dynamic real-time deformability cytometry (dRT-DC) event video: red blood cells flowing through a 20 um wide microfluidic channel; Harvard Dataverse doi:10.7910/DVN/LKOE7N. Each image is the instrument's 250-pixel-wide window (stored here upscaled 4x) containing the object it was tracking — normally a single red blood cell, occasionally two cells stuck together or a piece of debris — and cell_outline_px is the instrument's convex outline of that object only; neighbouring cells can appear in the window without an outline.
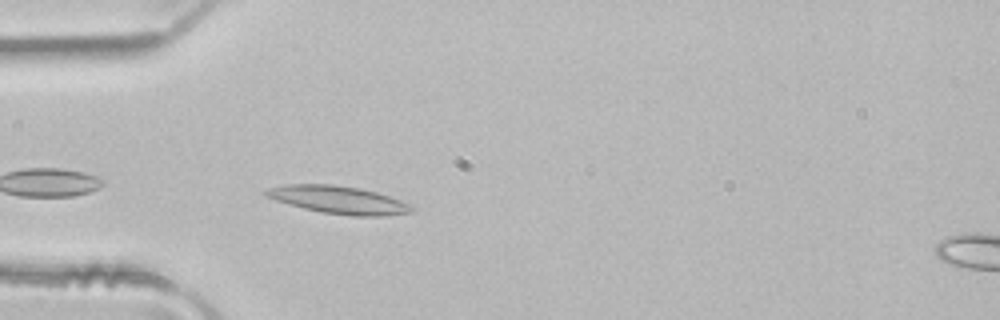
{"species": "common noctule bat (a hibernating species)", "species_latin": "Nyctalus noctula", "temperature_condition": "room temperature", "stored_images_in_passage": 4, "segment_of_instrument_passage": [1, 2], "camera_frame_rate_fps": 3000, "um_per_image_px": 0.085, "animal": {"sex": "male", "body_mass_g": 21.5, "forearm_length_mm": 52.0}, "frame": {"image": 1, "passage_image": 3, "time_ms": 0.667, "image_size_px": [1000, 320], "cell_outline_px": [[416, 212], [384, 216], [352, 216], [320, 212], [288, 204], [264, 196], [260, 192], [268, 188], [288, 184], [332, 184], [360, 188], [376, 192], [412, 204], [416, 208]], "centroid_in_image_um": [28.8, 16.99], "position_along_channel_um": 56.2, "area_um2": 23.87}}